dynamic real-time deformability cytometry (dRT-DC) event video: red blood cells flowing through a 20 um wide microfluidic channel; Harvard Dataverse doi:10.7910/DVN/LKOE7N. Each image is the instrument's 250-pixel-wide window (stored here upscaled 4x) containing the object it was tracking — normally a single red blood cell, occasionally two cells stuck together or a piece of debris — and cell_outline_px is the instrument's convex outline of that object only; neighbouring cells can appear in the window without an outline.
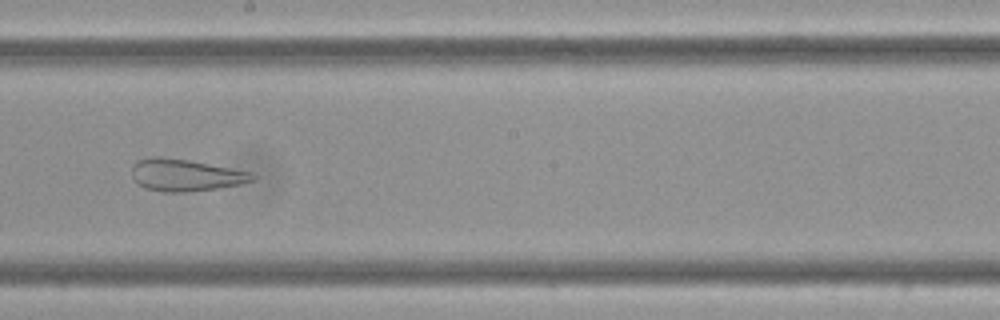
{"species": "Egyptian fruit bat (a non-hibernating species)", "species_latin": "Rousettus aegyptiacus", "temperature_condition": "cold", "stored_images_in_passage": 9, "camera_frame_rate_fps": 3000, "um_per_image_px": 0.085, "frame": {"image": 1, "passage_image": 8, "time_ms": 2.333, "image_size_px": [1000, 320], "cell_outline_px": [[256, 180], [240, 184], [216, 188], [188, 192], [160, 192], [136, 184], [132, 180], [132, 164], [136, 160], [152, 156], [160, 156], [188, 160], [256, 172]], "centroid_in_image_um": [15.77, 14.87], "position_along_channel_um": 232.4, "area_um2": 22.95}}